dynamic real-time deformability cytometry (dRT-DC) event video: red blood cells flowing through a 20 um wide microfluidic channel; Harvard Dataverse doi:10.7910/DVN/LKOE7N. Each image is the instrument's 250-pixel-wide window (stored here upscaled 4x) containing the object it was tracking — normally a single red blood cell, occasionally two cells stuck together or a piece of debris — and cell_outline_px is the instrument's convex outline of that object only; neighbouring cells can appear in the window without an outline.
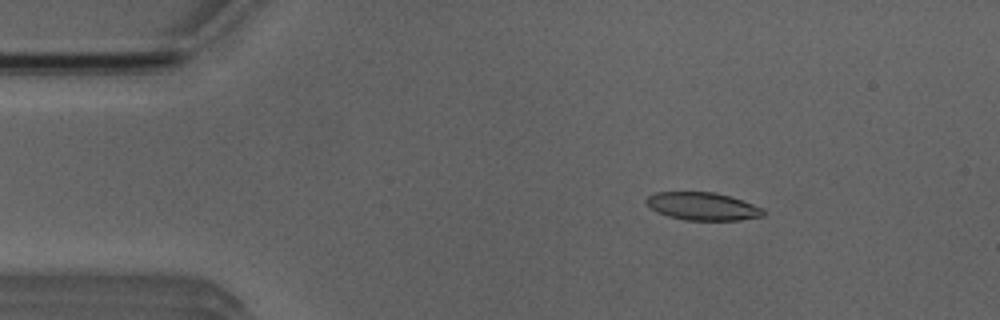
{"species": "Egyptian fruit bat (a non-hibernating species)", "species_latin": "Rousettus aegyptiacus", "temperature_condition": "room temperature", "stored_images_in_passage": 4, "camera_frame_rate_fps": 3000, "um_per_image_px": 0.085, "animal": {"sex": "male"}, "frame": {"image": 1, "passage_image": 2, "time_ms": 1.333, "image_size_px": [1000, 320], "cell_outline_px": [[764, 216], [740, 220], [684, 220], [668, 216], [656, 212], [644, 200], [648, 196], [656, 192], [716, 192], [732, 196], [764, 208]], "centroid_in_image_um": [59.75, 17.53], "position_along_channel_um": 25.3, "area_um2": 19.13}}
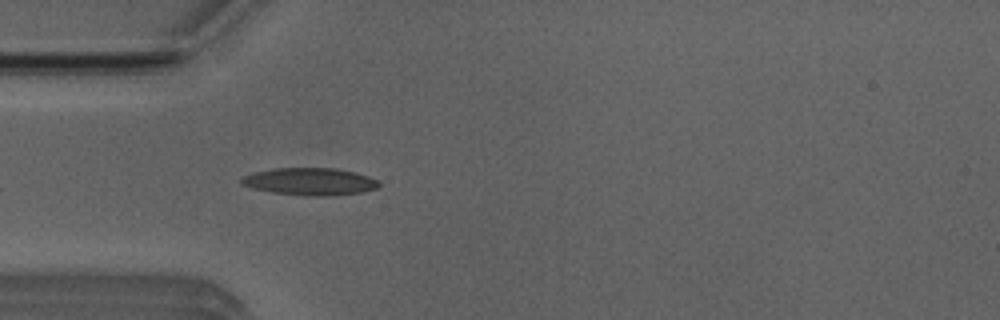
{"frame": {"image": 2, "passage_image": 4, "time_ms": 3.667, "image_size_px": [1000, 320], "cell_outline_px": [[380, 184], [376, 188], [360, 192], [332, 196], [304, 196], [272, 192], [252, 188], [240, 184], [240, 180], [244, 176], [256, 172], [276, 168], [336, 168], [356, 172], [380, 180]], "centroid_in_image_um": [26.37, 15.43], "position_along_channel_um": 58.6, "area_um2": 21.96}}